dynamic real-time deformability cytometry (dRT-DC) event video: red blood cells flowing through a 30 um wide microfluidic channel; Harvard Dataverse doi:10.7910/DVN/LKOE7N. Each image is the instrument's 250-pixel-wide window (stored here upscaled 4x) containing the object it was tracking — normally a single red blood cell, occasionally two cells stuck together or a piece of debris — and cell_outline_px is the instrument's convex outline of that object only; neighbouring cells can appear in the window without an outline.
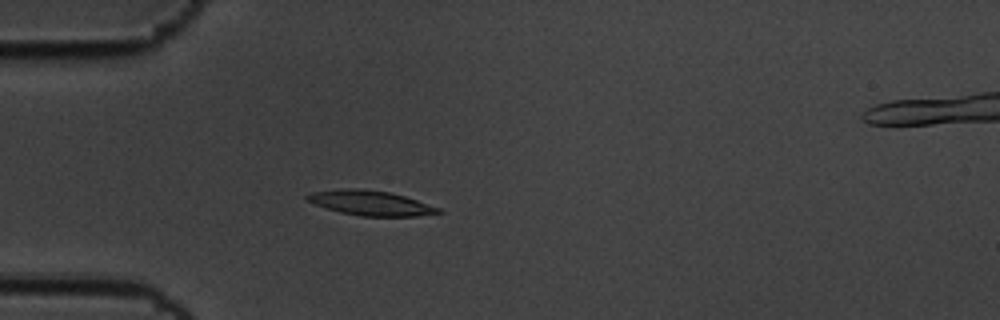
{"species": "common noctule bat (a hibernating species)", "species_latin": "Nyctalus noctula", "temperature_condition": "cold", "stored_images_in_passage": 5, "camera_frame_rate_fps": 3000, "um_per_image_px": 0.085, "animal": {"sex": "male", "body_mass_g": 19.5, "forearm_length_mm": 54.6}, "frame": {"image": 1, "passage_image": 5, "time_ms": 1.333, "image_size_px": [1000, 320], "cell_outline_px": [[444, 212], [416, 216], [360, 216], [340, 212], [316, 204], [308, 200], [304, 196], [312, 192], [344, 188], [356, 188], [388, 192], [404, 196], [440, 208]], "centroid_in_image_um": [31.51, 17.25], "position_along_channel_um": 53.5, "area_um2": 18.67}}